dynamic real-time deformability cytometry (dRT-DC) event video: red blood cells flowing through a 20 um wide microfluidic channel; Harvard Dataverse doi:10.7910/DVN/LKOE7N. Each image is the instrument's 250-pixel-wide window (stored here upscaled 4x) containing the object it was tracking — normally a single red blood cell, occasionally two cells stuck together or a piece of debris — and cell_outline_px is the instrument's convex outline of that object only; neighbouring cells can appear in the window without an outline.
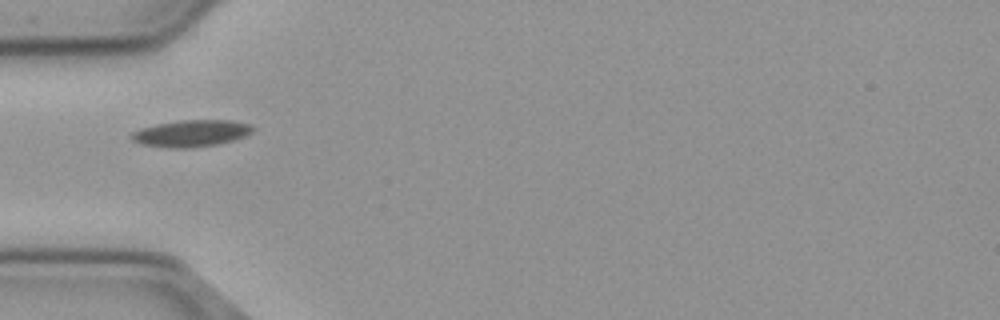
{"species": "common noctule bat (a hibernating species)", "species_latin": "Nyctalus noctula", "temperature_condition": "cold", "stored_images_in_passage": 39, "camera_frame_rate_fps": 3000, "um_per_image_px": 0.085, "animal": {"sex": "male", "body_mass_g": 23.1, "forearm_length_mm": 52.7}, "frame": {"image": 1, "passage_image": 1, "time_ms": 0.0, "image_size_px": [1000, 320], "cell_outline_px": [[252, 132], [244, 136], [232, 140], [216, 144], [188, 148], [168, 148], [140, 144], [132, 140], [128, 136], [132, 132], [140, 128], [156, 124], [180, 120], [228, 120], [248, 124], [252, 128]], "centroid_in_image_um": [16.16, 11.34], "position_along_channel_um": 68.8, "area_um2": 18.79}}
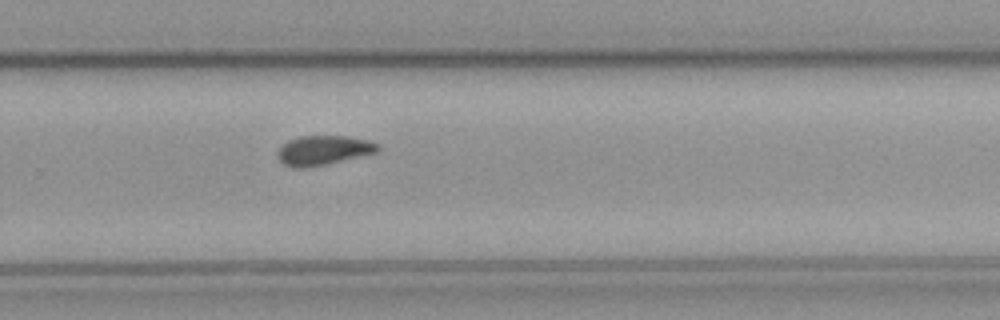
{"frame": {"image": 2, "passage_image": 20, "time_ms": 6.333, "image_size_px": [1000, 320], "cell_outline_px": [[380, 148], [376, 152], [324, 164], [304, 168], [300, 168], [284, 164], [280, 160], [280, 148], [284, 144], [300, 136], [348, 136], [368, 140], [380, 144]], "centroid_in_image_um": [27.55, 12.75], "position_along_channel_um": 302.3, "area_um2": 16.59}}
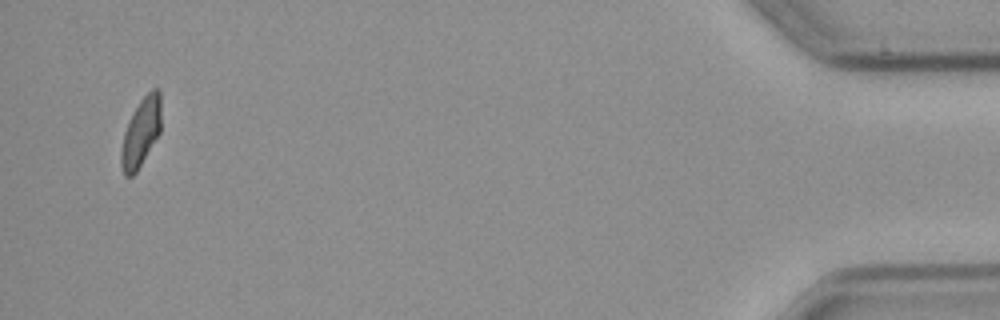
{"frame": {"image": 3, "passage_image": 37, "time_ms": 12.0, "image_size_px": [1000, 320], "cell_outline_px": [[160, 132], [136, 172], [132, 176], [124, 176], [120, 164], [120, 152], [124, 132], [128, 120], [140, 100], [152, 88], [160, 88]], "centroid_in_image_um": [11.96, 11.24], "position_along_channel_um": 423.2, "area_um2": 15.95}}